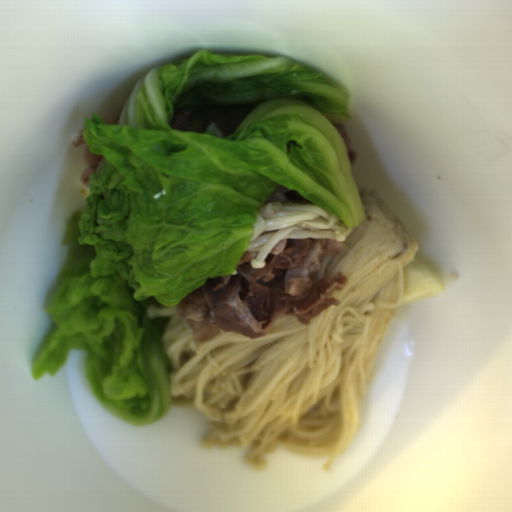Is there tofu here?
<instances>
[{
    "instance_id": "tofu-1",
    "label": "tofu",
    "mask_w": 512,
    "mask_h": 512,
    "mask_svg": "<svg viewBox=\"0 0 512 512\" xmlns=\"http://www.w3.org/2000/svg\"><path fill=\"white\" fill-rule=\"evenodd\" d=\"M445 289L436 270L427 263L414 259L405 267L402 304L437 295Z\"/></svg>"
}]
</instances>
